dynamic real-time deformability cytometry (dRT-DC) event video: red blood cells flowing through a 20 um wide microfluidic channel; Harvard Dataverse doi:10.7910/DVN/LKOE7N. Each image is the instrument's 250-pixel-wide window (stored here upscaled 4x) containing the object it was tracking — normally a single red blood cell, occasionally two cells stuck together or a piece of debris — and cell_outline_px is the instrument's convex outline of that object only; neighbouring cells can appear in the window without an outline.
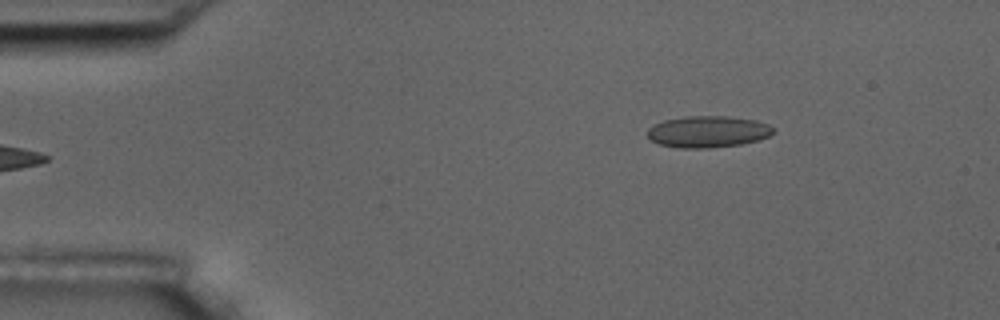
{"species": "common noctule bat (a hibernating species)", "species_latin": "Nyctalus noctula", "temperature_condition": "room temperature", "stored_images_in_passage": 5, "camera_frame_rate_fps": 3000, "um_per_image_px": 0.085, "animal": {"sex": "male", "body_mass_g": 17.5, "forearm_length_mm": 52.3}, "frame": {"image": 1, "passage_image": 5, "time_ms": 4.667, "image_size_px": [1000, 320], "cell_outline_px": [[776, 132], [760, 140], [740, 144], [708, 148], [680, 148], [660, 144], [652, 140], [648, 136], [648, 128], [664, 120], [688, 116], [728, 116], [756, 120], [768, 124], [776, 128]], "centroid_in_image_um": [60.23, 11.19], "position_along_channel_um": 24.8, "area_um2": 23.18}}